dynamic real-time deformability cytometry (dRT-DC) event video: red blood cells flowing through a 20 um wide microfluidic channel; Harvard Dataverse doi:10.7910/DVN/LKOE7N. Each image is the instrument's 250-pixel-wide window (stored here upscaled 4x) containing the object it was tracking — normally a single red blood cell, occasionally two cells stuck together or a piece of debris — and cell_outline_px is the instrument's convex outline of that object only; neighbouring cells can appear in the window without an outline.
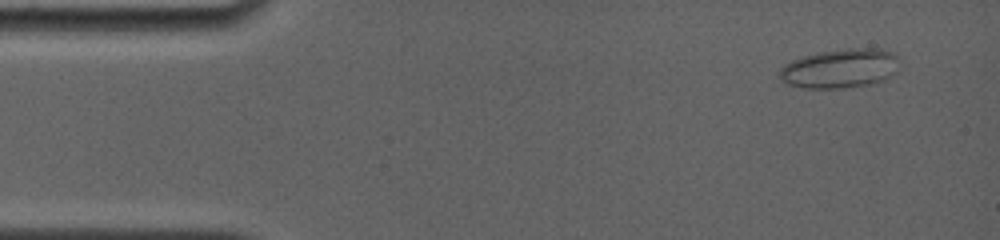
{"species": "common noctule bat (a hibernating species)", "species_latin": "Nyctalus noctula", "temperature_condition": "room temperature", "stored_images_in_passage": 4, "camera_frame_rate_fps": 4000, "um_per_image_px": 0.085, "animal": {"sex": "female", "body_mass_g": 19.0, "forearm_length_mm": 56.7}, "frame": {"image": 1, "passage_image": 1, "time_ms": 0.0, "image_size_px": [1000, 240], "cell_outline_px": [[900, 56], [896, 72], [884, 80], [872, 84], [840, 88], [804, 88], [784, 84], [780, 80], [780, 68], [784, 64], [792, 60], [804, 56], [820, 52], [848, 48], [880, 48], [892, 52]], "centroid_in_image_um": [71.42, 5.82], "position_along_channel_um": 13.6, "area_um2": 27.69}}
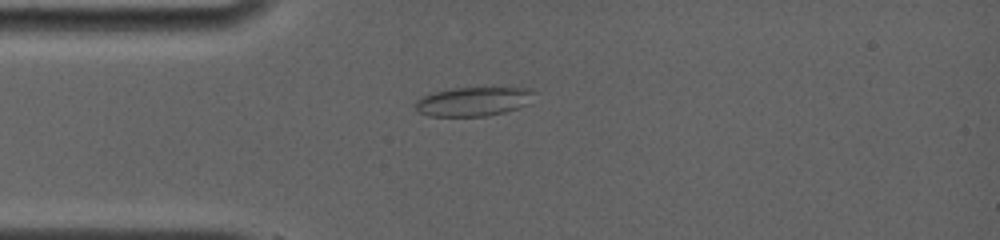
{"frame": {"image": 2, "passage_image": 4, "time_ms": 3.0, "image_size_px": [1000, 240], "cell_outline_px": [[532, 92], [528, 104], [520, 108], [504, 112], [484, 116], [428, 116], [420, 112], [416, 108], [416, 100], [424, 96], [436, 92], [452, 88], [532, 88]], "centroid_in_image_um": [40.23, 8.63], "position_along_channel_um": 44.8, "area_um2": 19.77}}